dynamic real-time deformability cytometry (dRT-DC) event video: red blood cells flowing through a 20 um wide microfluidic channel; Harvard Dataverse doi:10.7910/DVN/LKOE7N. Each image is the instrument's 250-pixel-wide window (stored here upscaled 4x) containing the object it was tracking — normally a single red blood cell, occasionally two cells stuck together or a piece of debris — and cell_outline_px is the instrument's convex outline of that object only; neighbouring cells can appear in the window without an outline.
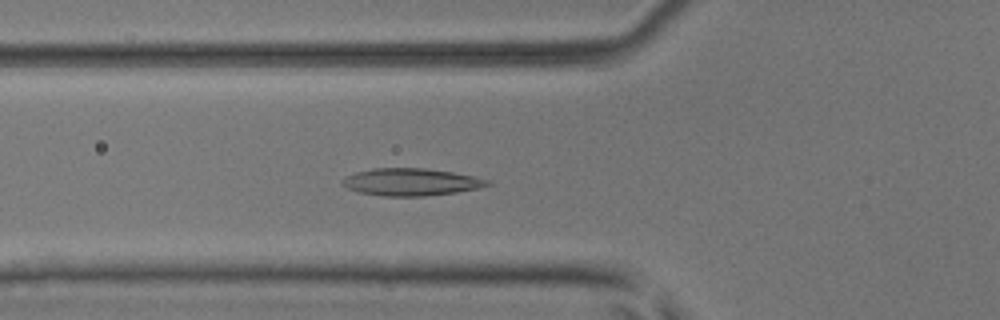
{"species": "common noctule bat (a hibernating species)", "species_latin": "Nyctalus noctula", "temperature_condition": "room temperature", "stored_images_in_passage": 54, "camera_frame_rate_fps": 3000, "um_per_image_px": 0.085, "animal": {"sex": "male", "body_mass_g": 17.9, "forearm_length_mm": 54.2}, "frame": {"image": 1, "passage_image": 20, "time_ms": 6.333, "image_size_px": [1000, 320], "cell_outline_px": [[492, 184], [476, 188], [456, 192], [424, 196], [384, 196], [360, 192], [348, 188], [340, 184], [340, 180], [344, 176], [356, 172], [372, 168], [424, 168], [452, 172], [476, 176], [488, 180]], "centroid_in_image_um": [34.89, 15.46], "position_along_channel_um": 90.9, "area_um2": 23.06}}
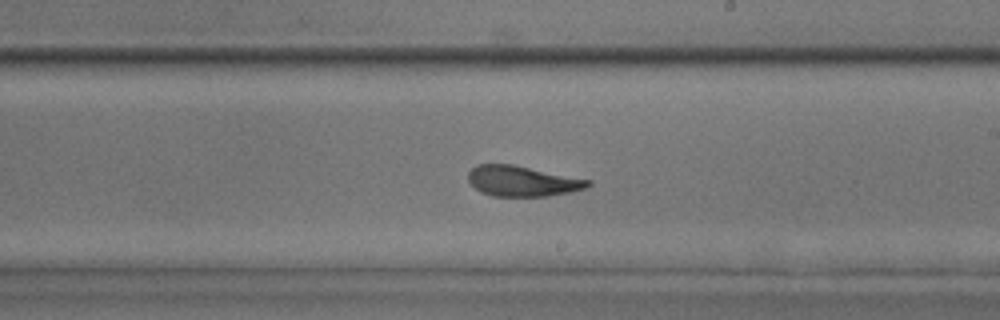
{"frame": {"image": 2, "passage_image": 32, "time_ms": 10.333, "image_size_px": [1000, 320], "cell_outline_px": [[592, 184], [588, 188], [548, 196], [492, 196], [480, 192], [468, 180], [468, 172], [476, 164], [512, 164], [592, 180]], "centroid_in_image_um": [44.41, 15.39], "position_along_channel_um": 244.6, "area_um2": 21.33}}
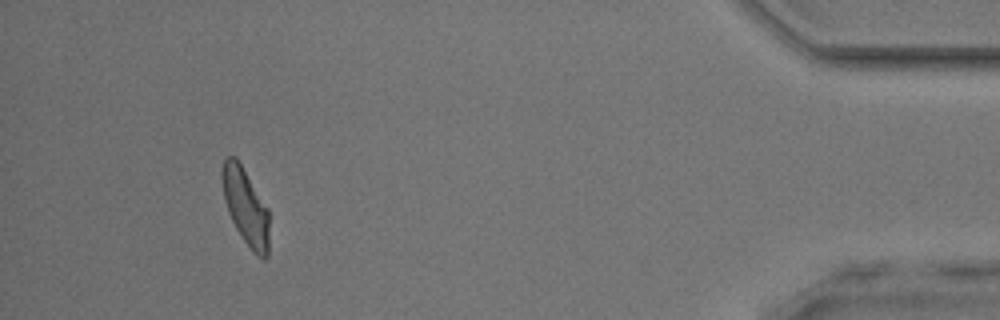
{"frame": {"image": 3, "passage_image": 50, "time_ms": 16.333, "image_size_px": [1000, 320], "cell_outline_px": [[268, 256], [264, 260], [256, 256], [252, 252], [236, 228], [228, 212], [224, 200], [220, 176], [220, 172], [224, 160], [228, 156], [236, 156], [268, 208]], "centroid_in_image_um": [20.86, 17.55], "position_along_channel_um": 414.3, "area_um2": 21.1}, "authors_computed_cell_mechanics": {"area_um2": 22.1952, "velocity_mm_per_s": 3.8602, "shape_relaxation_time_tau1_ms": 4.4733, "shape_relaxation_time_tau2_ms": 1.6832, "deformation_change_tau1": 0.1412, "deformation_change_tau2": 0.0909}}